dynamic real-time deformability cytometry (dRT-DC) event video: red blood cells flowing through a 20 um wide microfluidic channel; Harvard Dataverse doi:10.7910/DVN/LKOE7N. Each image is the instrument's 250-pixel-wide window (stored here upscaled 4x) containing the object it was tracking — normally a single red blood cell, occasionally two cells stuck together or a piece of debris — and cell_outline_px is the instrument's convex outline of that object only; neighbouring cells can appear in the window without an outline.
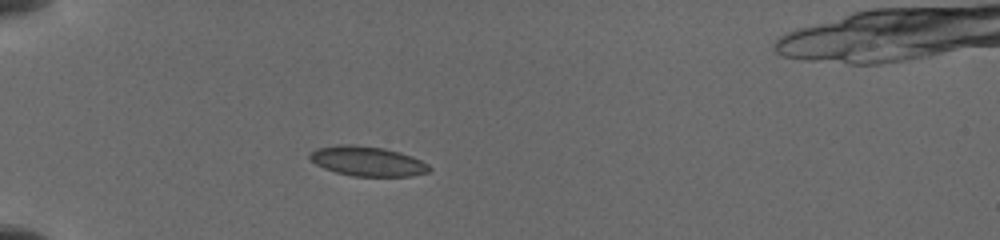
{"species": "common noctule bat (a hibernating species)", "species_latin": "Nyctalus noctula", "temperature_condition": "cold", "stored_images_in_passage": 27, "camera_frame_rate_fps": 3000, "um_per_image_px": 0.085, "animal": {"sex": "female", "body_mass_g": 19.5, "forearm_length_mm": 54.1}, "frame": {"image": 1, "passage_image": 1, "time_ms": 0.0, "image_size_px": [1000, 240], "cell_outline_px": [[432, 168], [428, 172], [412, 176], [352, 176], [336, 172], [324, 168], [316, 164], [308, 156], [308, 152], [316, 148], [336, 144], [352, 144], [384, 148], [412, 156], [428, 164]], "centroid_in_image_um": [31.2, 13.69], "position_along_channel_um": 53.8, "area_um2": 20.81}}
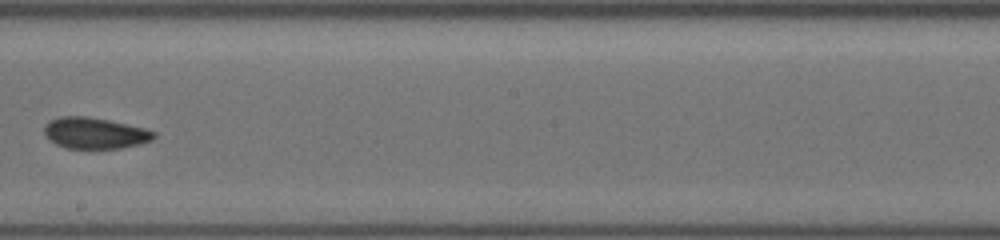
{"frame": {"image": 2, "passage_image": 12, "time_ms": 5.333, "image_size_px": [1000, 240], "cell_outline_px": [[156, 136], [152, 140], [140, 144], [120, 148], [64, 148], [48, 140], [44, 136], [44, 124], [48, 120], [60, 116], [88, 116], [128, 124], [144, 128], [156, 132]], "centroid_in_image_um": [8.02, 11.31], "position_along_channel_um": 240.2, "area_um2": 20.17}}
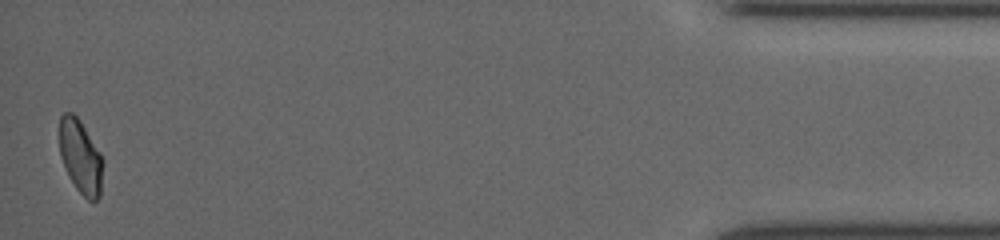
{"frame": {"image": 3, "passage_image": 27, "time_ms": 12.0, "image_size_px": [1000, 240], "cell_outline_px": [[104, 160], [100, 196], [96, 200], [88, 200], [76, 188], [68, 176], [60, 156], [60, 116], [64, 112], [72, 112], [80, 120], [100, 152]], "centroid_in_image_um": [6.86, 13.32], "position_along_channel_um": 428.3, "area_um2": 18.73}}